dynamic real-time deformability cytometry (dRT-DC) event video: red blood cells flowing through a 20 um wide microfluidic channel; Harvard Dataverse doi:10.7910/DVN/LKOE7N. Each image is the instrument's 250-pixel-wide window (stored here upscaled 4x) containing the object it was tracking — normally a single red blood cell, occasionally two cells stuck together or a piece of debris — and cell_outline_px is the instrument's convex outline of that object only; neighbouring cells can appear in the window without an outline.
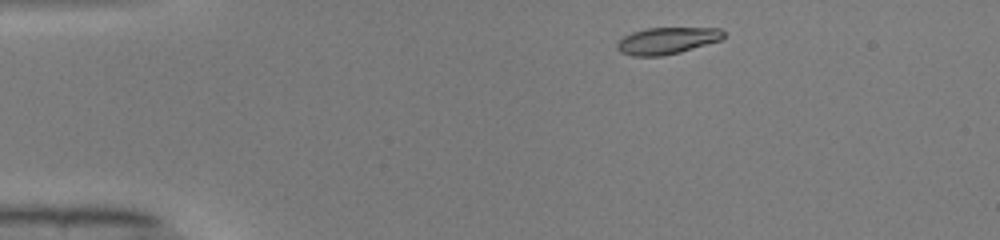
{"species": "common noctule bat (a hibernating species)", "species_latin": "Nyctalus noctula", "temperature_condition": "warm", "stored_images_in_passage": 43, "camera_frame_rate_fps": 3000, "um_per_image_px": 0.085, "animal": {"sex": "male", "body_mass_g": 19.0, "forearm_length_mm": 50.8}, "frame": {"image": 1, "passage_image": 2, "time_ms": 0.333, "image_size_px": [1000, 240], "cell_outline_px": [[724, 36], [720, 40], [680, 52], [660, 56], [632, 56], [620, 52], [616, 48], [616, 44], [624, 36], [632, 32], [648, 28], [720, 28], [724, 32]], "centroid_in_image_um": [56.67, 3.46], "position_along_channel_um": 28.3, "area_um2": 16.47}}
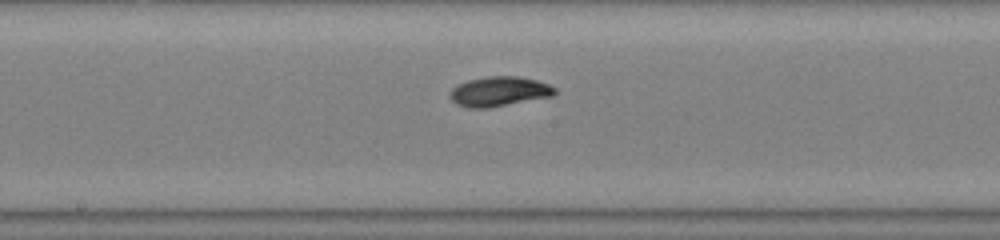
{"frame": {"image": 2, "passage_image": 20, "time_ms": 6.333, "image_size_px": [1000, 240], "cell_outline_px": [[556, 92], [552, 96], [484, 108], [468, 108], [456, 104], [452, 100], [452, 88], [456, 84], [468, 80], [488, 76], [516, 76], [536, 80], [548, 84], [556, 88]], "centroid_in_image_um": [42.42, 7.76], "position_along_channel_um": 205.8, "area_um2": 17.86}}
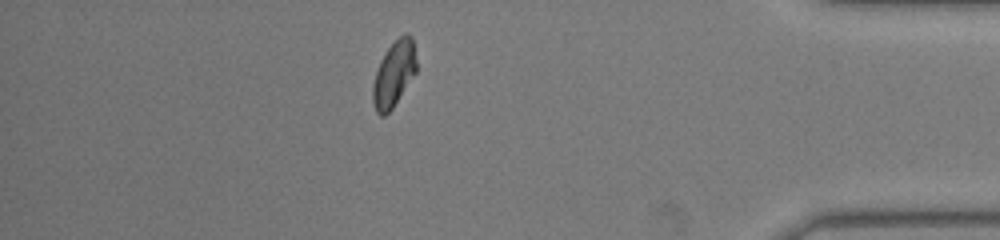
{"frame": {"image": 3, "passage_image": 37, "time_ms": 12.0, "image_size_px": [1000, 240], "cell_outline_px": [[416, 72], [392, 108], [384, 116], [380, 116], [376, 112], [372, 100], [372, 84], [380, 60], [388, 48], [404, 32], [408, 32], [412, 36], [416, 60]], "centroid_in_image_um": [33.47, 6.27], "position_along_channel_um": 401.7, "area_um2": 16.59}, "authors_computed_cell_mechanics": {"area_um2": 17.051, "velocity_mm_per_s": 4.0853, "shape_relaxation_time_tau1_ms": 2.4638, "shape_relaxation_time_tau2_ms": 2.4264, "deformation_change_tau1": 0.1421, "deformation_change_tau2": 0.0353}}